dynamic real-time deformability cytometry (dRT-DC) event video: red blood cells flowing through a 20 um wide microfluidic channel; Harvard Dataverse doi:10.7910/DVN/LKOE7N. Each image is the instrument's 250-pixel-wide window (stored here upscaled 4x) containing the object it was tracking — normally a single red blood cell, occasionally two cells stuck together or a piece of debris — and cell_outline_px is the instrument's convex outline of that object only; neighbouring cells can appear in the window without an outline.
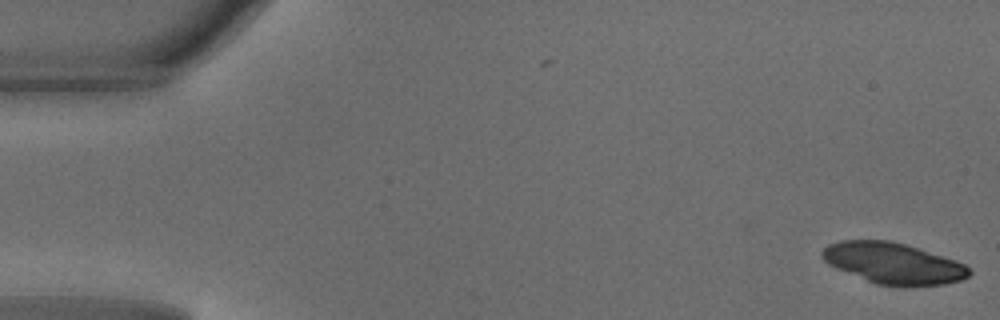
{"species": "common noctule bat (a hibernating species)", "species_latin": "Nyctalus noctula", "temperature_condition": "warm", "stored_images_in_passage": 4, "camera_frame_rate_fps": 3000, "um_per_image_px": 0.085, "animal": {"sex": "male", "body_mass_g": 18.8}, "frame": {"image": 1, "passage_image": 4, "time_ms": 1.0, "image_size_px": [1000, 320], "cell_outline_px": [[972, 272], [968, 276], [960, 280], [944, 284], [876, 284], [836, 268], [828, 264], [820, 256], [820, 252], [828, 244], [840, 240], [888, 240], [904, 244], [956, 260], [964, 264]], "centroid_in_image_um": [75.87, 22.34], "position_along_channel_um": 9.1, "area_um2": 34.45}}